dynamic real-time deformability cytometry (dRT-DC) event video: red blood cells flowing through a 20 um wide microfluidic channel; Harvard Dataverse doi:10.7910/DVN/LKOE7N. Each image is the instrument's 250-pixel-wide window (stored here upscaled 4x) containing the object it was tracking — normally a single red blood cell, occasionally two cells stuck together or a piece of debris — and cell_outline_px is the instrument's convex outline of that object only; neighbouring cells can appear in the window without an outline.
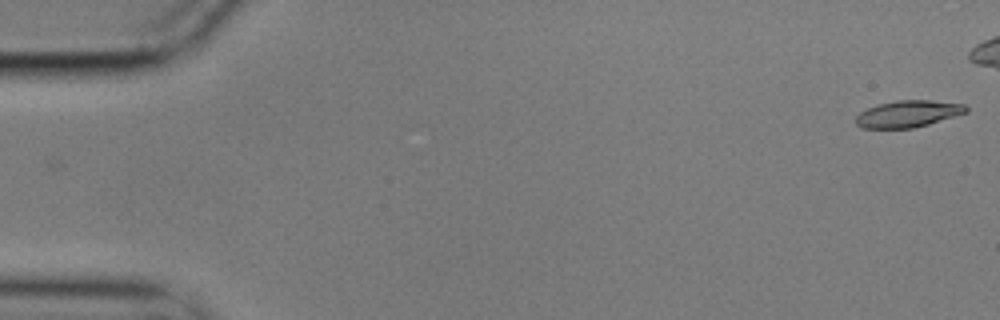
{"species": "common noctule bat (a hibernating species)", "species_latin": "Nyctalus noctula", "temperature_condition": "cold", "stored_images_in_passage": 12, "camera_frame_rate_fps": 3000, "um_per_image_px": 0.085, "animal": {"sex": "male", "body_mass_g": 17.9}, "frame": {"image": 1, "passage_image": 1, "time_ms": 0.0, "image_size_px": [1000, 320], "cell_outline_px": [[968, 112], [928, 124], [912, 128], [860, 128], [856, 124], [856, 116], [860, 112], [868, 108], [880, 104], [896, 100], [932, 100], [964, 104], [968, 108]], "centroid_in_image_um": [77.19, 9.67], "position_along_channel_um": 7.8, "area_um2": 17.11}}